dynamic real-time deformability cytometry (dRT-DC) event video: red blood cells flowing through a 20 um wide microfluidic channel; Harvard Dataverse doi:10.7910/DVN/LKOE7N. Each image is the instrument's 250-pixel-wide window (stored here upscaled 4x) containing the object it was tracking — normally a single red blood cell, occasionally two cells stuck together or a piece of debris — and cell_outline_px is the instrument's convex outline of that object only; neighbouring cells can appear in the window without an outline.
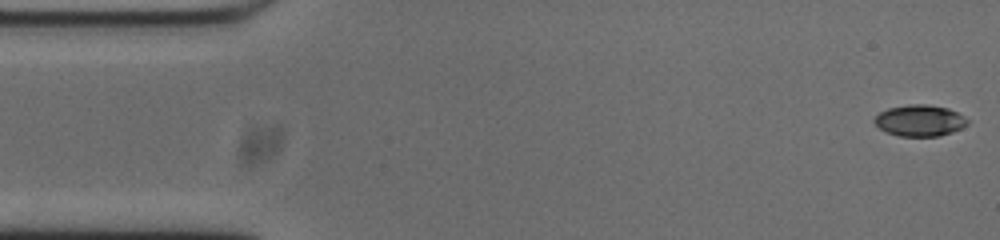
{"species": "common noctule bat (a hibernating species)", "species_latin": "Nyctalus noctula", "temperature_condition": "cold", "stored_images_in_passage": 53, "camera_frame_rate_fps": 3000, "um_per_image_px": 0.085, "animal": {"sex": "male", "body_mass_g": 20.0, "forearm_length_mm": 53.3}, "frame": {"image": 1, "passage_image": 1, "time_ms": 0.0, "image_size_px": [1000, 240], "cell_outline_px": [[968, 124], [952, 132], [940, 136], [900, 136], [884, 132], [872, 120], [880, 112], [888, 108], [908, 104], [924, 104], [948, 108], [964, 116], [968, 120]], "centroid_in_image_um": [78.16, 10.25], "position_along_channel_um": 6.8, "area_um2": 16.99}}
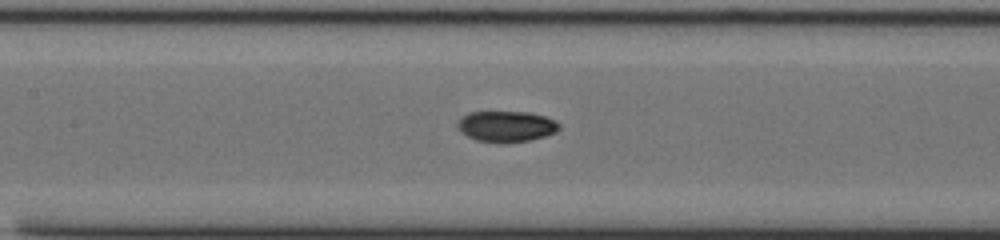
{"frame": {"image": 2, "passage_image": 23, "time_ms": 7.333, "image_size_px": [1000, 240], "cell_outline_px": [[560, 128], [556, 132], [544, 136], [528, 140], [476, 140], [460, 132], [456, 124], [456, 120], [460, 116], [468, 112], [528, 112], [544, 116], [556, 120], [560, 124]], "centroid_in_image_um": [43.01, 10.69], "position_along_channel_um": 164.4, "area_um2": 17.86}}
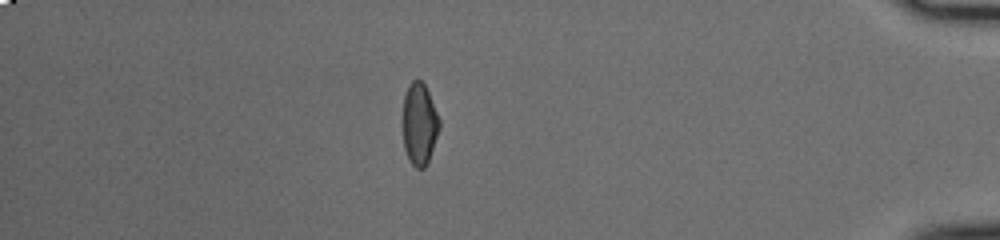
{"frame": {"image": 3, "passage_image": 46, "time_ms": 15.0, "image_size_px": [1000, 240], "cell_outline_px": [[440, 128], [428, 164], [424, 168], [416, 168], [412, 164], [404, 148], [404, 96], [408, 84], [412, 80], [420, 80], [424, 84], [428, 92], [440, 120]], "centroid_in_image_um": [35.67, 10.56], "position_along_channel_um": 399.5, "area_um2": 17.28}, "authors_computed_cell_mechanics": {"area_um2": 17.8602, "velocity_mm_per_s": 3.7355, "shape_relaxation_time_tau1_ms": 6.2137, "shape_relaxation_time_tau2_ms": null, "deformation_change_tau1": 0.1669, "deformation_change_tau2": null}}